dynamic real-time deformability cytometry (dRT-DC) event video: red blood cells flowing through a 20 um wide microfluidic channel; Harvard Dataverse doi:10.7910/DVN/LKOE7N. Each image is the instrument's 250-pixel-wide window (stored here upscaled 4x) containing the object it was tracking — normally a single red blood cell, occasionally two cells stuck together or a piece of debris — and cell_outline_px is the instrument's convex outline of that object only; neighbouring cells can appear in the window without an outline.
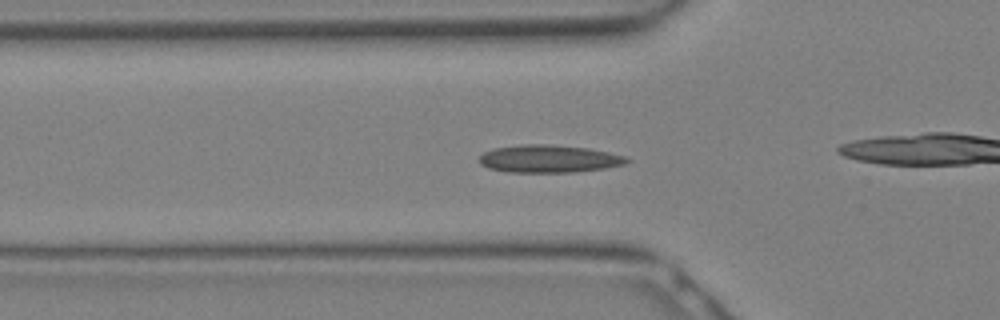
{"species": "Egyptian fruit bat (a non-hibernating species)", "species_latin": "Rousettus aegyptiacus", "temperature_condition": "warm", "stored_images_in_passage": 25, "camera_frame_rate_fps": 3000, "um_per_image_px": 0.085, "animal": {"sex": "female"}, "frame": {"image": 1, "passage_image": 8, "time_ms": 2.333, "image_size_px": [1000, 320], "cell_outline_px": [[632, 160], [624, 164], [604, 168], [572, 172], [508, 172], [488, 168], [480, 164], [480, 156], [484, 152], [492, 148], [524, 144], [544, 144], [588, 148], [608, 152], [624, 156]], "centroid_in_image_um": [46.63, 13.49], "position_along_channel_um": 79.2, "area_um2": 23.64}}